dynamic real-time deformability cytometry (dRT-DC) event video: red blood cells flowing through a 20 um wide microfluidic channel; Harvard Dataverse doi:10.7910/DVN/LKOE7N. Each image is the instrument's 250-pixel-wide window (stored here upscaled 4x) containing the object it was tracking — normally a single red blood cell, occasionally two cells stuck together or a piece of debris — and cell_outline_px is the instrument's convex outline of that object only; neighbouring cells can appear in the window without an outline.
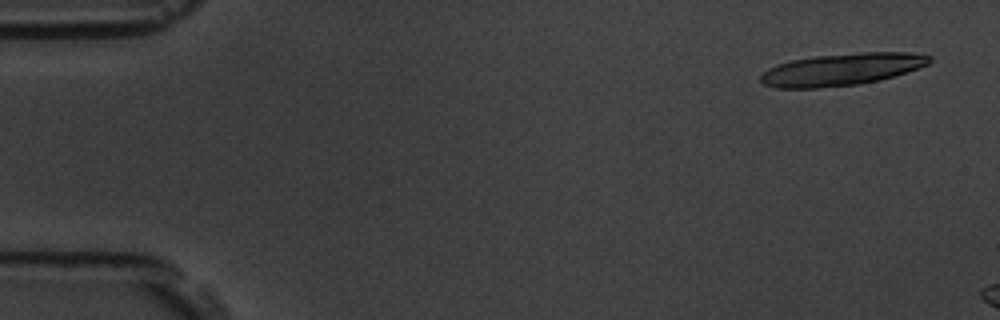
{"species": "common noctule bat (a hibernating species)", "species_latin": "Nyctalus noctula", "temperature_condition": "room temperature", "stored_images_in_passage": 8, "camera_frame_rate_fps": 3000, "um_per_image_px": 0.085, "animal": {"sex": "male", "body_mass_g": 19.5, "forearm_length_mm": 54.6}, "frame": {"image": 1, "passage_image": 3, "time_ms": 0.667, "image_size_px": [1000, 320], "cell_outline_px": [[932, 60], [928, 64], [880, 80], [856, 84], [816, 88], [776, 88], [764, 84], [760, 80], [760, 76], [768, 68], [776, 64], [792, 60], [816, 56], [860, 52], [908, 52], [932, 56]], "centroid_in_image_um": [71.51, 5.89], "position_along_channel_um": 13.5, "area_um2": 31.33}}